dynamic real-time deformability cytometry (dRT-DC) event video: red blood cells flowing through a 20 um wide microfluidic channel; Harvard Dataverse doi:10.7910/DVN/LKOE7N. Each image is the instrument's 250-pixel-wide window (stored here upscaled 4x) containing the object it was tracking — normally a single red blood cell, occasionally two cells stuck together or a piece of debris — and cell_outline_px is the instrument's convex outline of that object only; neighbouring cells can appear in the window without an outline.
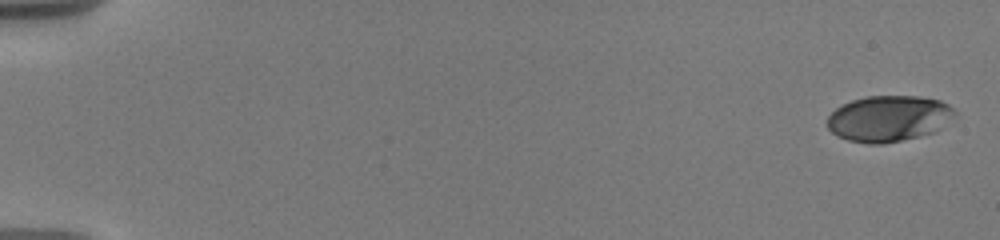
{"species": "human", "species_latin": "Homo sapiens", "temperature_condition": "warm", "stored_images_in_passage": 40, "camera_frame_rate_fps": 3000, "um_per_image_px": 0.085, "donor": {"sex": "male"}, "frame": {"image": 1, "passage_image": 1, "time_ms": 0.0, "image_size_px": [1000, 240], "cell_outline_px": [[956, 112], [936, 132], [900, 140], [880, 144], [868, 144], [848, 140], [836, 136], [828, 128], [828, 116], [836, 108], [852, 100], [868, 96], [920, 96], [940, 100], [948, 104]], "centroid_in_image_um": [75.52, 10.07], "position_along_channel_um": 9.5, "area_um2": 33.93}}
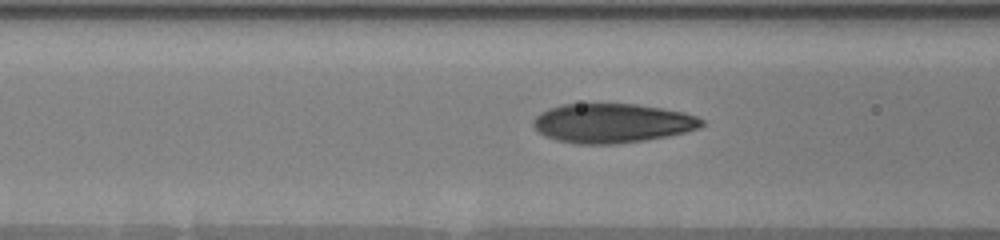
{"frame": {"image": 2, "passage_image": 19, "time_ms": 7.667, "image_size_px": [1000, 240], "cell_outline_px": [[704, 124], [700, 128], [668, 136], [644, 140], [616, 144], [576, 144], [556, 140], [540, 132], [532, 124], [532, 120], [540, 112], [548, 108], [564, 104], [636, 104], [684, 112], [696, 116], [704, 120]], "centroid_in_image_um": [52.04, 10.47], "position_along_channel_um": 114.6, "area_um2": 38.49}}
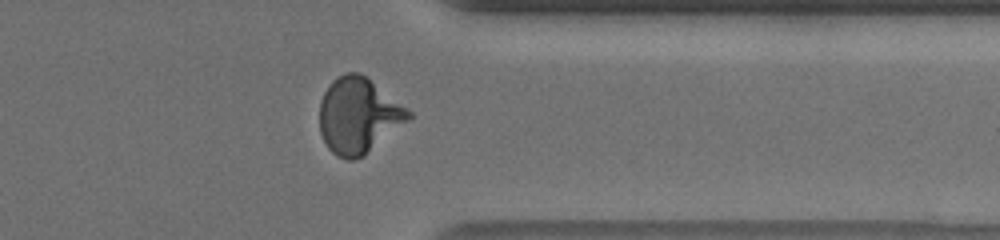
{"frame": {"image": 3, "passage_image": 36, "time_ms": 15.0, "image_size_px": [1000, 240], "cell_outline_px": [[412, 116], [408, 120], [364, 156], [352, 160], [348, 160], [332, 152], [328, 148], [320, 132], [320, 100], [328, 84], [336, 76], [344, 72], [360, 72], [412, 112]], "centroid_in_image_um": [30.44, 9.8], "position_along_channel_um": 381.0, "area_um2": 38.96}, "authors_computed_cell_mechanics": {"area_um2": 37.7723, "velocity_mm_per_s": 3.6632, "shape_relaxation_time_tau1_ms": 5.1844, "shape_relaxation_time_tau2_ms": null, "deformation_change_tau1": 0.2432, "deformation_change_tau2": null}}